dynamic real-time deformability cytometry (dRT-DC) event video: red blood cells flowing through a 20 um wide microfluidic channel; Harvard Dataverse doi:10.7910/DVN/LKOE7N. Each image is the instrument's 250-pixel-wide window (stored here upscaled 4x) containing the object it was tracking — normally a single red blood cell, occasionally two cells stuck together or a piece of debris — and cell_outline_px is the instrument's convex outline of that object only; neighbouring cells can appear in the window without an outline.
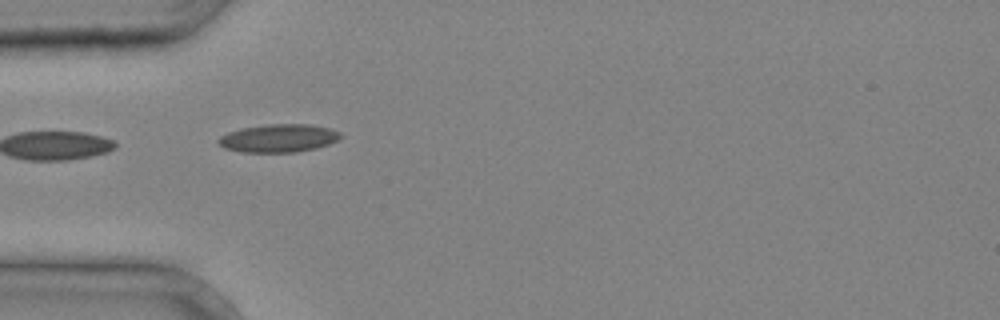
{"species": "common noctule bat (a hibernating species)", "species_latin": "Nyctalus noctula", "temperature_condition": "cold", "stored_images_in_passage": 5, "camera_frame_rate_fps": 3000, "um_per_image_px": 0.085, "animal": {"sex": "male", "body_mass_g": 20.4}, "frame": {"image": 1, "passage_image": 4, "time_ms": 1.0, "image_size_px": [1000, 320], "cell_outline_px": [[344, 136], [340, 140], [316, 148], [296, 152], [240, 152], [224, 148], [216, 140], [220, 136], [228, 132], [244, 128], [268, 124], [308, 124], [328, 128], [340, 132]], "centroid_in_image_um": [23.7, 11.75], "position_along_channel_um": 61.3, "area_um2": 20.0}}